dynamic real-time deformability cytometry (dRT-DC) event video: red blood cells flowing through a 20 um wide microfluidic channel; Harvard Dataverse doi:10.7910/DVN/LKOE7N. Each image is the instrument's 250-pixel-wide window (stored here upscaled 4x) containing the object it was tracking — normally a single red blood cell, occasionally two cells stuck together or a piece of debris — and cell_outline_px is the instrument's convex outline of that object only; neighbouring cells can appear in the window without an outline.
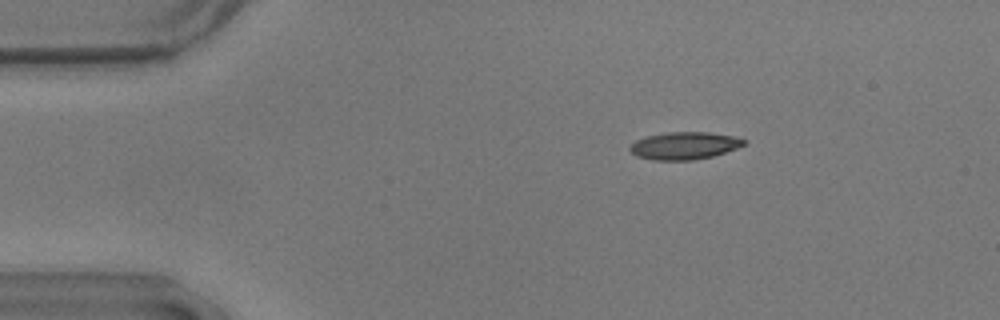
{"species": "common noctule bat (a hibernating species)", "species_latin": "Nyctalus noctula", "temperature_condition": "warm", "stored_images_in_passage": 56, "camera_frame_rate_fps": 3000, "um_per_image_px": 0.085, "animal": {"sex": "male", "body_mass_g": 17.9}, "frame": {"image": 1, "passage_image": 9, "time_ms": 2.667, "image_size_px": [1000, 320], "cell_outline_px": [[748, 140], [744, 144], [736, 148], [712, 156], [692, 160], [652, 160], [636, 156], [628, 148], [636, 140], [648, 136], [668, 132], [708, 132], [732, 136]], "centroid_in_image_um": [58.15, 12.38], "position_along_channel_um": 26.8, "area_um2": 18.03}}
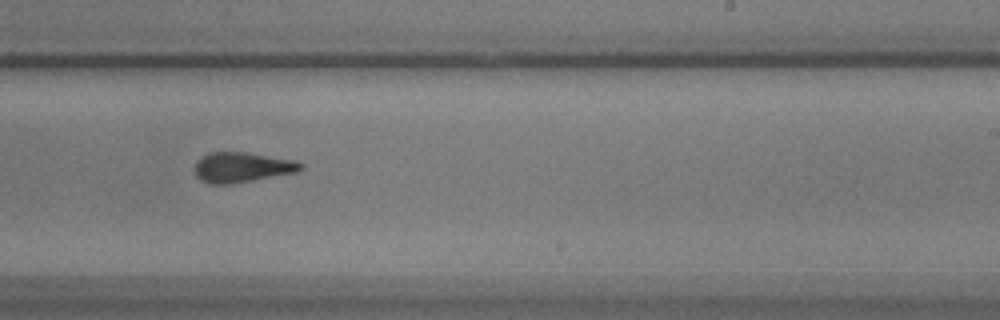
{"frame": {"image": 2, "passage_image": 34, "time_ms": 11.0, "image_size_px": [1000, 320], "cell_outline_px": [[304, 168], [296, 172], [232, 184], [208, 184], [200, 180], [196, 176], [196, 160], [200, 156], [212, 152], [244, 152], [296, 160], [304, 164]], "centroid_in_image_um": [20.57, 14.22], "position_along_channel_um": 268.4, "area_um2": 18.67}}
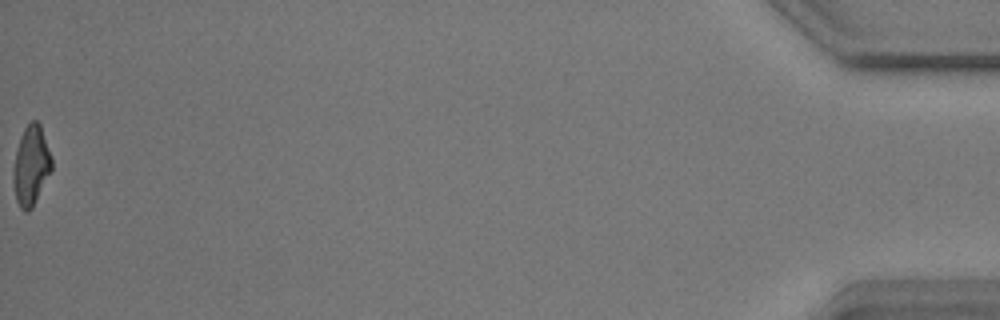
{"frame": {"image": 3, "passage_image": 56, "time_ms": 18.333, "image_size_px": [1000, 320], "cell_outline_px": [[52, 168], [32, 208], [28, 212], [24, 212], [20, 208], [16, 200], [12, 180], [12, 168], [16, 148], [20, 136], [24, 128], [32, 120], [36, 120], [40, 124], [52, 156]], "centroid_in_image_um": [2.61, 14.07], "position_along_channel_um": 432.6, "area_um2": 18.03}, "authors_computed_cell_mechanics": {"area_um2": 18.2359, "velocity_mm_per_s": 3.6109, "shape_relaxation_time_tau1_ms": 7.8209, "shape_relaxation_time_tau2_ms": 1.3125, "deformation_change_tau1": 0.2351, "deformation_change_tau2": 0.0948}}